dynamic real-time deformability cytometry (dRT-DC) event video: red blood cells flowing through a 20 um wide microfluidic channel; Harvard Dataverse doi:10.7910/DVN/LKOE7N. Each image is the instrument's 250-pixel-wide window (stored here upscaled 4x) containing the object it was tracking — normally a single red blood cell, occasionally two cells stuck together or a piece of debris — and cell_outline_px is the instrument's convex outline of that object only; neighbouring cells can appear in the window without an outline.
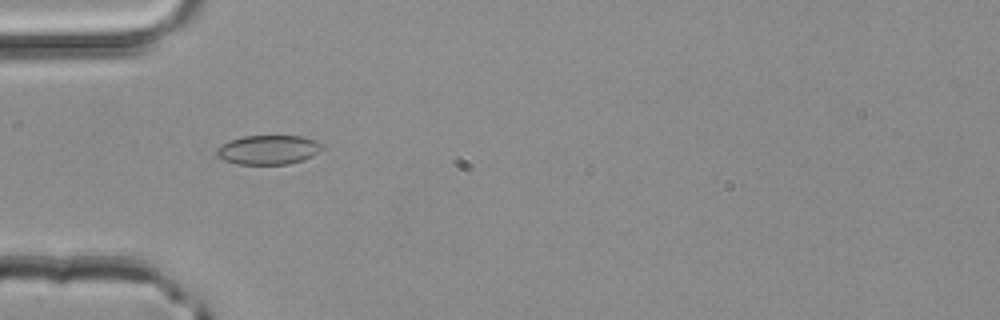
{"species": "common noctule bat (a hibernating species)", "species_latin": "Nyctalus noctula", "temperature_condition": "room temperature", "stored_images_in_passage": 41, "camera_frame_rate_fps": 3000, "um_per_image_px": 0.085, "animal": {"sex": "male", "body_mass_g": 20.4}, "frame": {"image": 1, "passage_image": 6, "time_ms": 1.667, "image_size_px": [1000, 320], "cell_outline_px": [[324, 148], [312, 156], [304, 160], [288, 164], [236, 164], [224, 160], [216, 156], [216, 148], [232, 140], [244, 136], [304, 136], [316, 140], [324, 144]], "centroid_in_image_um": [22.85, 12.73], "position_along_channel_um": 62.1, "area_um2": 18.09}}
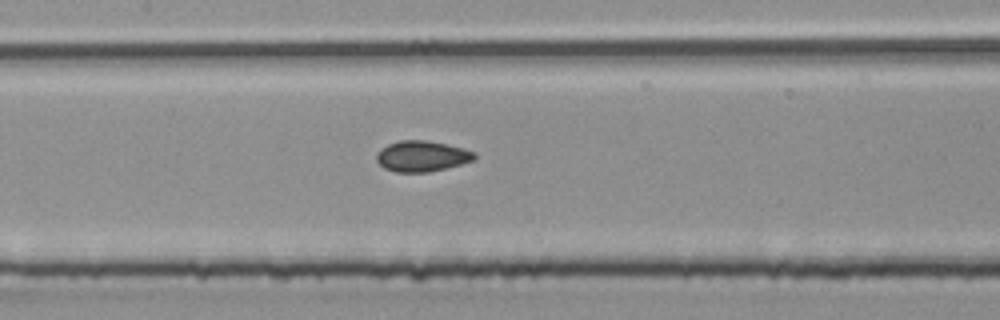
{"frame": {"image": 2, "passage_image": 14, "time_ms": 4.333, "image_size_px": [1000, 320], "cell_outline_px": [[476, 156], [472, 160], [460, 164], [428, 172], [396, 172], [384, 168], [376, 160], [376, 152], [380, 148], [388, 144], [400, 140], [428, 140], [448, 144], [464, 148], [476, 152]], "centroid_in_image_um": [35.84, 13.26], "position_along_channel_um": 171.6, "area_um2": 17.63}}
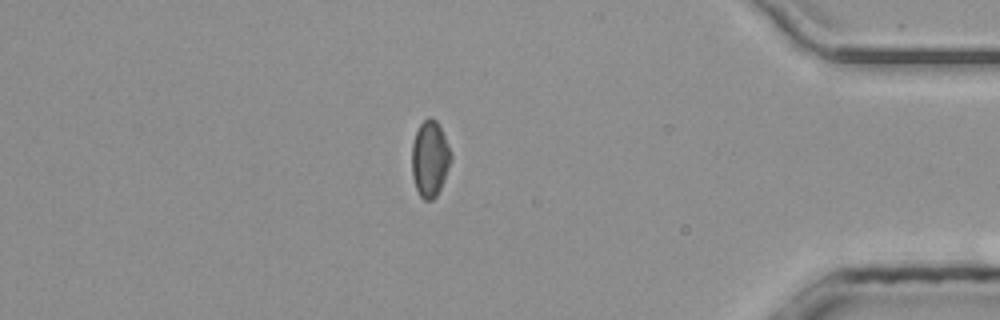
{"frame": {"image": 3, "passage_image": 33, "time_ms": 10.667, "image_size_px": [1000, 320], "cell_outline_px": [[452, 156], [444, 180], [436, 196], [432, 200], [424, 200], [420, 196], [416, 188], [412, 176], [412, 144], [416, 132], [420, 124], [428, 116], [436, 120], [452, 152]], "centroid_in_image_um": [36.53, 13.5], "position_along_channel_um": 398.7, "area_um2": 17.22}, "authors_computed_cell_mechanics": {"area_um2": 17.5712, "velocity_mm_per_s": 4.1686, "shape_relaxation_time_tau1_ms": 4.4975, "shape_relaxation_time_tau2_ms": 2.5158, "deformation_change_tau1": 0.0457, "deformation_change_tau2": 0.0832}}